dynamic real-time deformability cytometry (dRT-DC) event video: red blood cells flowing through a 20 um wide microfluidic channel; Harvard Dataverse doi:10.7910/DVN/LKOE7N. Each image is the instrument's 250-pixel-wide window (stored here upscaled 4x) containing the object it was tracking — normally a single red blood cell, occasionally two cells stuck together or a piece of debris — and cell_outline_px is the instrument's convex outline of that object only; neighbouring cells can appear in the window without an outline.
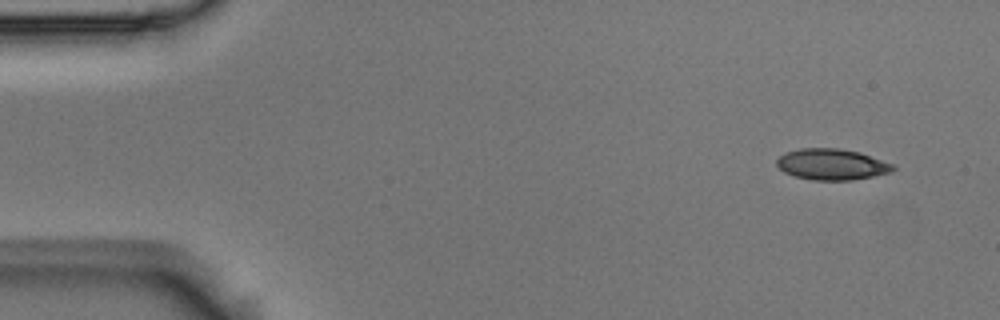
{"species": "Egyptian fruit bat (a non-hibernating species)", "species_latin": "Rousettus aegyptiacus", "temperature_condition": "room temperature", "stored_images_in_passage": 8, "camera_frame_rate_fps": 3000, "um_per_image_px": 0.085, "animal": {"sex": "male"}, "frame": {"image": 1, "passage_image": 1, "time_ms": 0.0, "image_size_px": [1000, 320], "cell_outline_px": [[896, 168], [892, 172], [852, 180], [812, 180], [796, 176], [784, 172], [776, 164], [776, 160], [784, 152], [800, 148], [836, 148], [860, 152], [892, 164]], "centroid_in_image_um": [70.68, 13.96], "position_along_channel_um": 14.3, "area_um2": 20.98}}
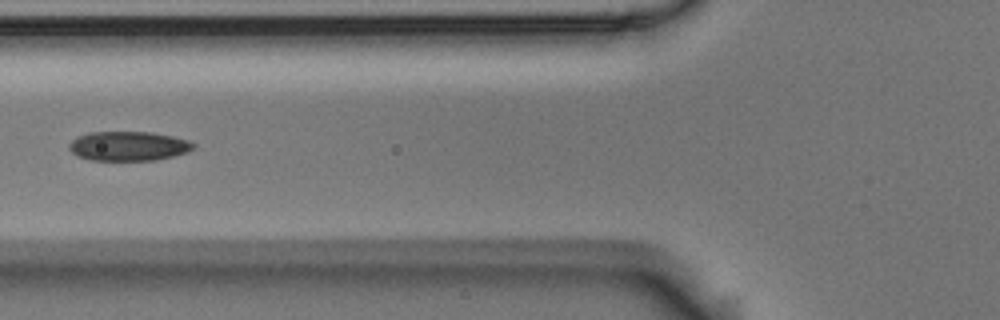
{"frame": {"image": 2, "passage_image": 5, "time_ms": 1.333, "image_size_px": [1000, 320], "cell_outline_px": [[196, 144], [188, 152], [172, 156], [152, 160], [92, 160], [76, 156], [68, 148], [68, 144], [76, 136], [88, 132], [152, 132], [172, 136], [188, 140]], "centroid_in_image_um": [10.87, 12.41], "position_along_channel_um": 114.9, "area_um2": 21.33}}
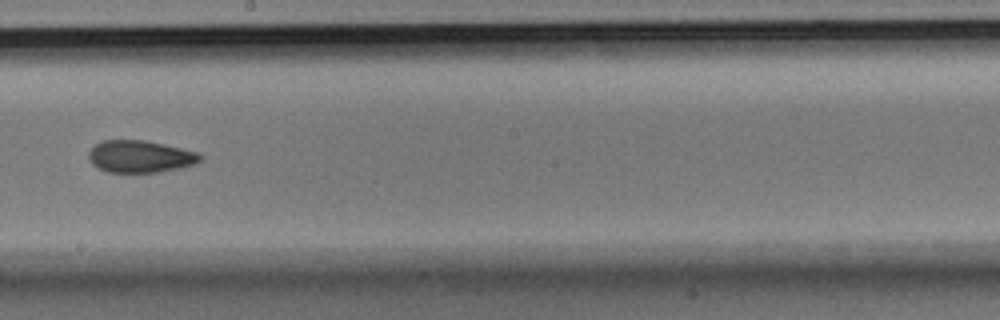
{"frame": {"image": 3, "passage_image": 8, "time_ms": 2.333, "image_size_px": [1000, 320], "cell_outline_px": [[204, 156], [196, 164], [184, 168], [160, 172], [108, 172], [92, 164], [88, 160], [88, 152], [96, 144], [104, 140], [144, 140], [164, 144], [196, 152]], "centroid_in_image_um": [11.94, 13.31], "position_along_channel_um": 236.3, "area_um2": 20.98}}